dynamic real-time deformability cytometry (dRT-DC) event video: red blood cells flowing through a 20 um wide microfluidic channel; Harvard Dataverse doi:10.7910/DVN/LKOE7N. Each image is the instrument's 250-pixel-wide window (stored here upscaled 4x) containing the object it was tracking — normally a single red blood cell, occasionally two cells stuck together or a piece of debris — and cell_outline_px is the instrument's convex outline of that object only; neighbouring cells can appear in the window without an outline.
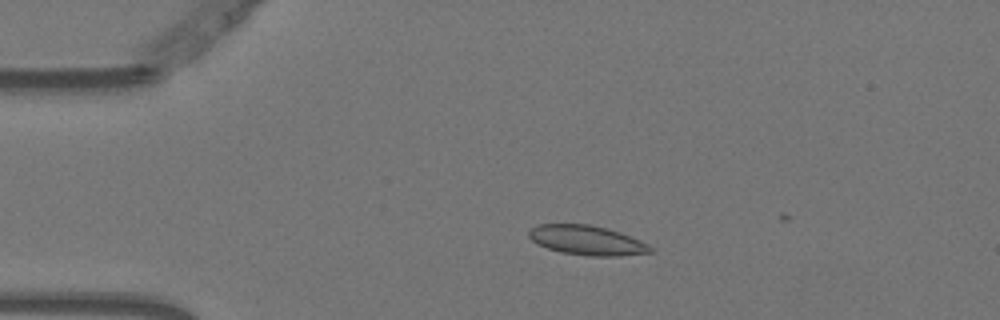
{"species": "Egyptian fruit bat (a non-hibernating species)", "species_latin": "Rousettus aegyptiacus", "temperature_condition": "warm", "stored_images_in_passage": 5, "camera_frame_rate_fps": 3000, "um_per_image_px": 0.085, "animal": {"sex": "female"}, "frame": {"image": 1, "passage_image": 2, "time_ms": 0.333, "image_size_px": [1000, 320], "cell_outline_px": [[656, 248], [652, 252], [620, 256], [588, 256], [560, 252], [536, 244], [528, 236], [528, 232], [532, 228], [540, 224], [588, 224], [608, 228], [620, 232], [640, 240]], "centroid_in_image_um": [49.92, 20.43], "position_along_channel_um": 35.1, "area_um2": 21.1}}